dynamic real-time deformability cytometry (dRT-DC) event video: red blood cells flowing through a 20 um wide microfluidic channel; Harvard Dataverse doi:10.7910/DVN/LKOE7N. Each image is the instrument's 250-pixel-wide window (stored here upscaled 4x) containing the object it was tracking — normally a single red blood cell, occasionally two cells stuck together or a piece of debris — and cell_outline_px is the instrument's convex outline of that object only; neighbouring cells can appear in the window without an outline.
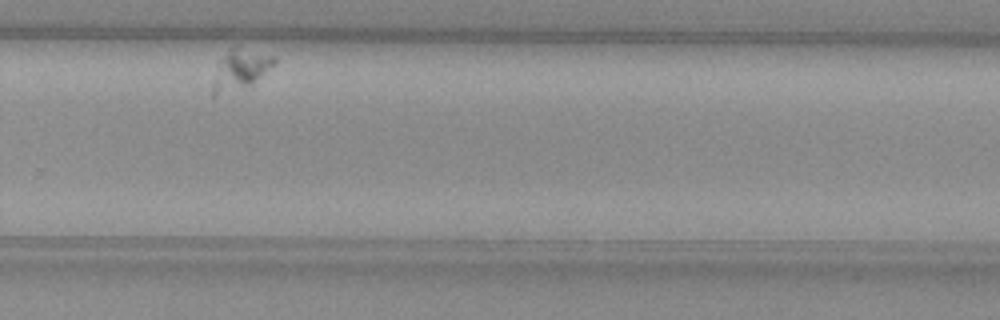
{"species": "common noctule bat (a hibernating species)", "species_latin": "Nyctalus noctula", "temperature_condition": "warm", "stored_images_in_passage": 33, "camera_frame_rate_fps": 3000, "um_per_image_px": 0.085, "animal": {"sex": "female", "body_mass_g": 29.2, "forearm_length_mm": 56.3}, "frame": {"image": 1, "passage_image": 28, "time_ms": 9.0, "image_size_px": [1000, 320], "cell_outline_px": [[276, 64], [252, 84], [216, 96], [212, 96], [212, 84], [220, 60], [228, 48], [236, 44], [240, 44], [276, 56]], "centroid_in_image_um": [20.46, 5.83], "position_along_channel_um": 309.3, "area_um2": 14.8}}